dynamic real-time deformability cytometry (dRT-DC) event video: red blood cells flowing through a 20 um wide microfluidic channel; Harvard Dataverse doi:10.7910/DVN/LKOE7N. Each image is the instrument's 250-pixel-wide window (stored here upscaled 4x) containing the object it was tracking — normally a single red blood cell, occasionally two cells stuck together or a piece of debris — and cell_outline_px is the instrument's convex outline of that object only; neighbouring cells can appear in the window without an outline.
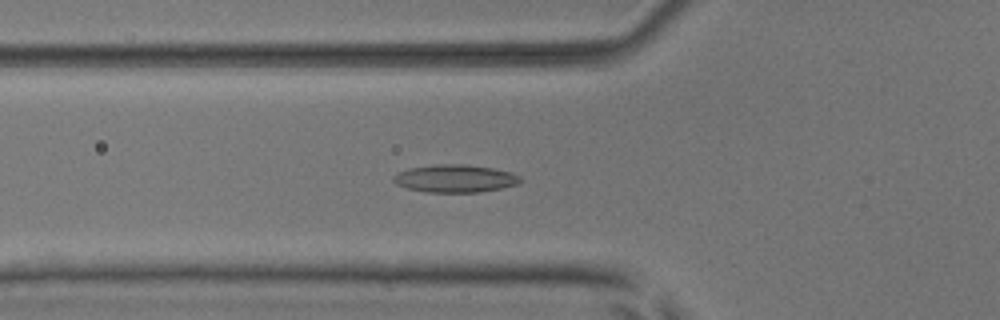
{"species": "common noctule bat (a hibernating species)", "species_latin": "Nyctalus noctula", "temperature_condition": "room temperature", "stored_images_in_passage": 31, "camera_frame_rate_fps": 3000, "um_per_image_px": 0.085, "animal": {"sex": "male", "body_mass_g": 17.9, "forearm_length_mm": 54.2}, "frame": {"image": 1, "passage_image": 10, "time_ms": 3.0, "image_size_px": [1000, 320], "cell_outline_px": [[524, 180], [520, 184], [480, 192], [428, 192], [408, 188], [396, 184], [392, 180], [392, 176], [396, 172], [408, 168], [436, 164], [464, 164], [492, 168], [512, 172], [520, 176]], "centroid_in_image_um": [38.69, 15.16], "position_along_channel_um": 87.1, "area_um2": 20.69}}
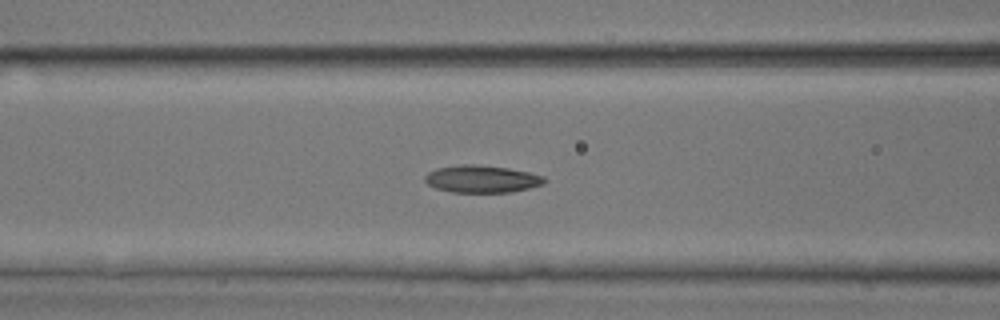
{"frame": {"image": 2, "passage_image": 13, "time_ms": 4.0, "image_size_px": [1000, 320], "cell_outline_px": [[548, 180], [544, 184], [512, 192], [452, 192], [436, 188], [428, 184], [424, 180], [424, 176], [428, 172], [436, 168], [460, 164], [476, 164], [508, 168], [528, 172], [544, 176]], "centroid_in_image_um": [40.95, 15.2], "position_along_channel_um": 125.6, "area_um2": 19.13}}
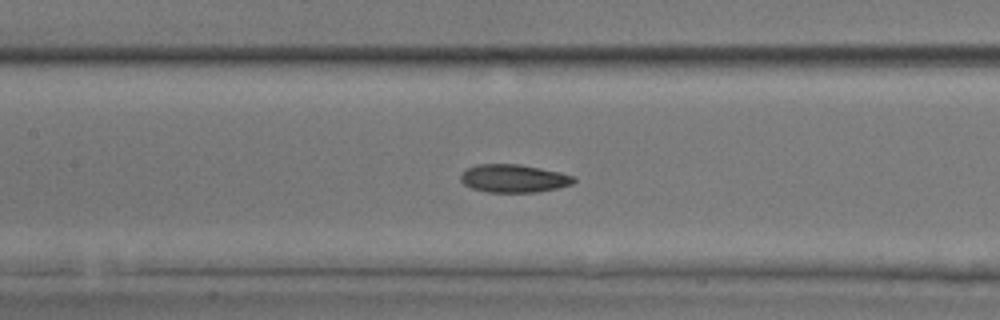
{"frame": {"image": 3, "passage_image": 16, "time_ms": 5.0, "image_size_px": [1000, 320], "cell_outline_px": [[576, 180], [572, 184], [556, 188], [536, 192], [488, 192], [472, 188], [464, 184], [460, 180], [460, 176], [468, 168], [476, 164], [520, 164], [560, 172], [576, 176]], "centroid_in_image_um": [43.68, 15.16], "position_along_channel_um": 163.7, "area_um2": 18.44}}